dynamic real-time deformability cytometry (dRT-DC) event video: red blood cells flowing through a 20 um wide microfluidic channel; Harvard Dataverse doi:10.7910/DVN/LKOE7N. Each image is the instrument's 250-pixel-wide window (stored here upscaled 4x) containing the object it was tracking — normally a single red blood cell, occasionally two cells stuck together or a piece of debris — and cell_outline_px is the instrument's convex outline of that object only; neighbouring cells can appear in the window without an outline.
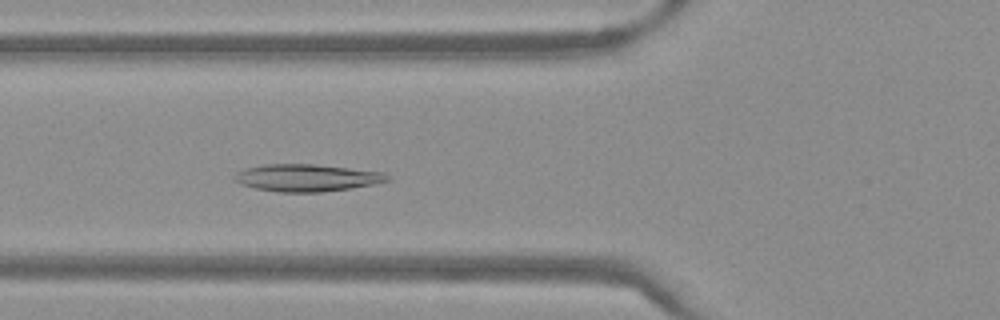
{"species": "Egyptian fruit bat (a non-hibernating species)", "species_latin": "Rousettus aegyptiacus", "temperature_condition": "warm", "stored_images_in_passage": 42, "camera_frame_rate_fps": 3000, "um_per_image_px": 0.085, "frame": {"image": 1, "passage_image": 11, "time_ms": 3.333, "image_size_px": [1000, 320], "cell_outline_px": [[392, 180], [352, 188], [320, 192], [280, 192], [256, 188], [240, 184], [232, 180], [232, 176], [236, 172], [244, 168], [264, 164], [316, 164], [384, 172]], "centroid_in_image_um": [26.04, 15.1], "position_along_channel_um": 99.8, "area_um2": 24.39}}
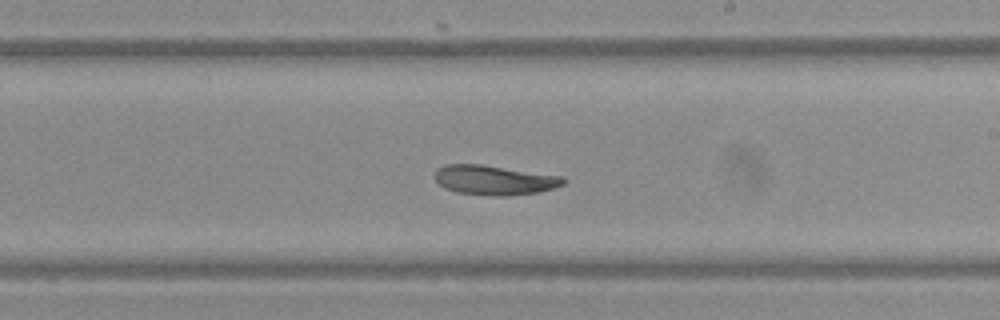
{"frame": {"image": 2, "passage_image": 22, "time_ms": 7.0, "image_size_px": [1000, 320], "cell_outline_px": [[568, 180], [564, 184], [540, 192], [508, 196], [496, 196], [456, 192], [444, 188], [432, 176], [436, 168], [444, 164], [480, 164], [564, 176]], "centroid_in_image_um": [42.01, 15.3], "position_along_channel_um": 247.0, "area_um2": 22.48}}
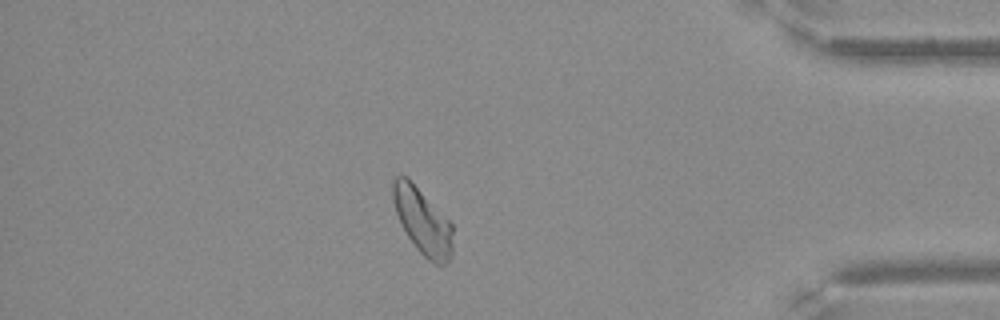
{"frame": {"image": 3, "passage_image": 36, "time_ms": 11.667, "image_size_px": [1000, 320], "cell_outline_px": [[452, 252], [448, 260], [444, 264], [436, 264], [428, 260], [416, 248], [400, 224], [392, 200], [392, 180], [400, 172], [408, 176], [452, 224]], "centroid_in_image_um": [35.87, 18.74], "position_along_channel_um": 399.3, "area_um2": 23.12}}